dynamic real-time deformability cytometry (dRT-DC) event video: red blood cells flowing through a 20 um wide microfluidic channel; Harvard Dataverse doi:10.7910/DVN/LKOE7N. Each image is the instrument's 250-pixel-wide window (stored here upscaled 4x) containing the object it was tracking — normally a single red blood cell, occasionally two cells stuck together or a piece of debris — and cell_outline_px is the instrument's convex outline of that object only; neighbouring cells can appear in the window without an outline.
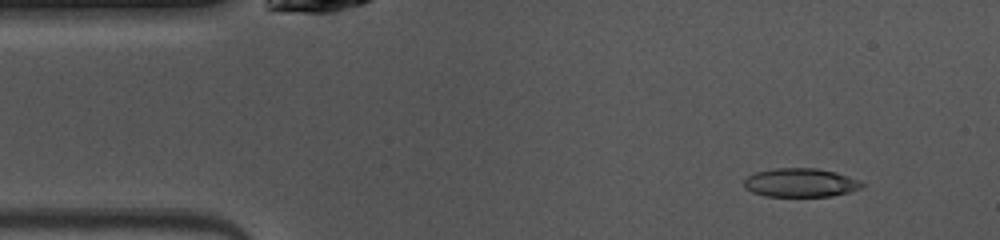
{"species": "common noctule bat (a hibernating species)", "species_latin": "Nyctalus noctula", "temperature_condition": "warm", "stored_images_in_passage": 47, "camera_frame_rate_fps": 3000, "um_per_image_px": 0.085, "animal": {"sex": "female", "body_mass_g": 10.0, "forearm_length_mm": 53.1}, "frame": {"image": 1, "passage_image": 4, "time_ms": 1.0, "image_size_px": [1000, 240], "cell_outline_px": [[864, 184], [860, 188], [848, 192], [832, 196], [764, 196], [752, 192], [744, 188], [744, 180], [748, 176], [756, 172], [776, 168], [816, 168], [836, 172], [860, 180]], "centroid_in_image_um": [68.03, 15.53], "position_along_channel_um": 17.0, "area_um2": 19.71}}
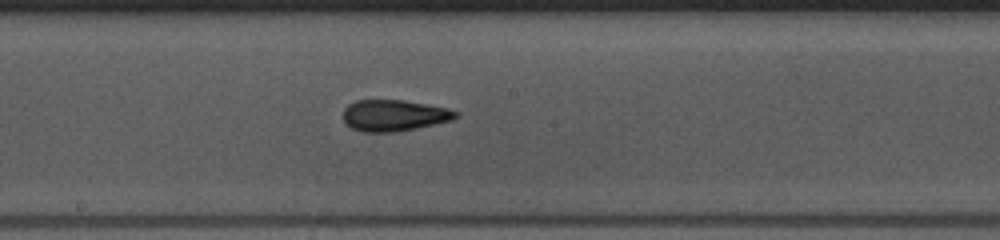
{"frame": {"image": 2, "passage_image": 23, "time_ms": 7.333, "image_size_px": [1000, 240], "cell_outline_px": [[460, 116], [452, 120], [416, 128], [396, 132], [364, 132], [352, 128], [344, 124], [344, 108], [348, 104], [356, 100], [404, 100], [428, 104], [448, 108], [460, 112]], "centroid_in_image_um": [33.51, 9.81], "position_along_channel_um": 214.7, "area_um2": 20.75}}
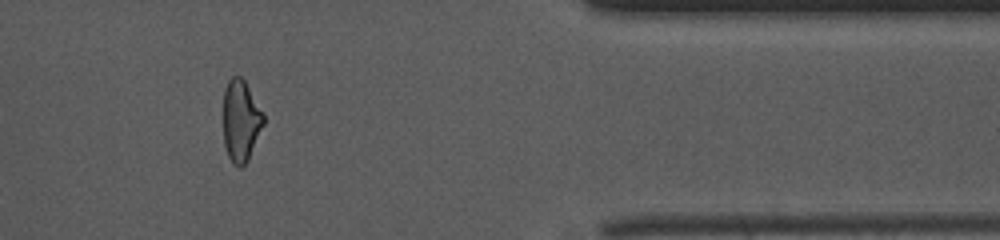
{"frame": {"image": 3, "passage_image": 38, "time_ms": 12.333, "image_size_px": [1000, 240], "cell_outline_px": [[264, 124], [248, 160], [240, 168], [228, 156], [224, 144], [224, 88], [228, 80], [232, 76], [240, 76], [244, 80], [264, 116]], "centroid_in_image_um": [20.46, 10.25], "position_along_channel_um": 390.9, "area_um2": 18.79}, "authors_computed_cell_mechanics": {"area_um2": 20.1144, "velocity_mm_per_s": 4.1154, "shape_relaxation_time_tau1_ms": 6.7748, "shape_relaxation_time_tau2_ms": 2.3021, "deformation_change_tau1": 0.1733, "deformation_change_tau2": 0.1101}}